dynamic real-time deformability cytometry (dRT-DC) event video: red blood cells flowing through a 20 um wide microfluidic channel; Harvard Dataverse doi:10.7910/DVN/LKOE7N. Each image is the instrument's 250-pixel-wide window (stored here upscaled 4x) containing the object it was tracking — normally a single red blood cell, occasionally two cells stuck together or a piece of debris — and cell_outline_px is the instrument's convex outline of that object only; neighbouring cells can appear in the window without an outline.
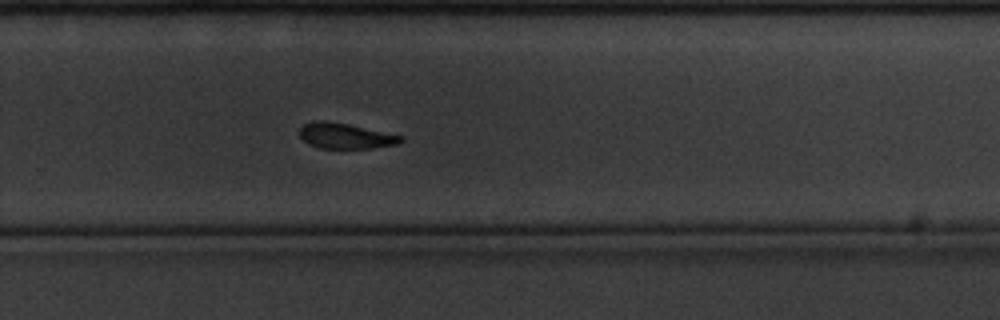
{"species": "common noctule bat (a hibernating species)", "species_latin": "Nyctalus noctula", "temperature_condition": "cold", "stored_images_in_passage": 36, "camera_frame_rate_fps": 3000, "um_per_image_px": 0.085, "animal": {"sex": "male", "body_mass_g": 20.1, "forearm_length_mm": 53.5}, "frame": {"image": 1, "passage_image": 36, "time_ms": 11.667, "image_size_px": [1000, 320], "cell_outline_px": [[404, 140], [400, 144], [372, 148], [316, 148], [308, 144], [300, 136], [300, 124], [312, 120], [324, 120], [348, 124], [404, 136]], "centroid_in_image_um": [29.34, 11.54], "position_along_channel_um": 300.5, "area_um2": 15.32}}